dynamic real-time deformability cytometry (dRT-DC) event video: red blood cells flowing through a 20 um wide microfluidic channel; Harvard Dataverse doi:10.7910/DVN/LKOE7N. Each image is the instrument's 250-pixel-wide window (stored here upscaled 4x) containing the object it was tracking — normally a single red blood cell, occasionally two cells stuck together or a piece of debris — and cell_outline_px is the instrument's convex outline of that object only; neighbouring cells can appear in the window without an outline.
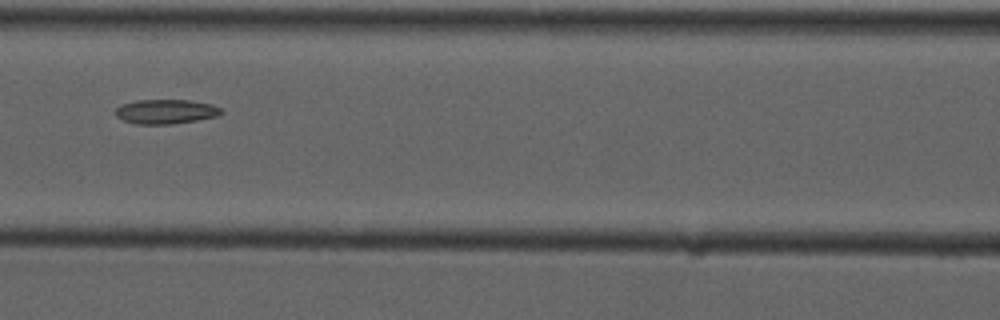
{"species": "common noctule bat (a hibernating species)", "species_latin": "Nyctalus noctula", "temperature_condition": "cold", "stored_images_in_passage": 9, "camera_frame_rate_fps": 3000, "um_per_image_px": 0.085, "animal": {"sex": "male", "forearm_length_mm": 52.5}, "frame": {"image": 1, "passage_image": 6, "time_ms": 7.333, "image_size_px": [1000, 320], "cell_outline_px": [[224, 112], [220, 116], [172, 124], [136, 124], [124, 120], [116, 116], [116, 108], [120, 104], [136, 100], [188, 100], [212, 104], [224, 108]], "centroid_in_image_um": [14.14, 9.48], "position_along_channel_um": 152.5, "area_um2": 15.26}}
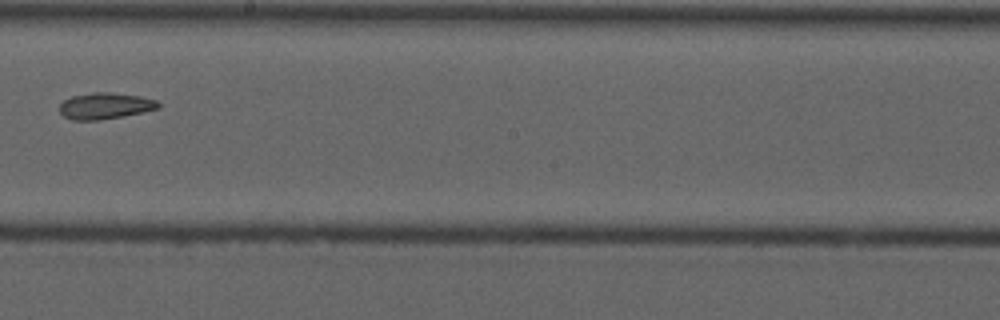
{"frame": {"image": 2, "passage_image": 8, "time_ms": 9.667, "image_size_px": [1000, 320], "cell_outline_px": [[160, 108], [100, 120], [72, 120], [64, 116], [60, 112], [60, 104], [64, 100], [72, 96], [92, 92], [104, 92], [140, 96], [156, 100], [160, 104]], "centroid_in_image_um": [8.91, 9.0], "position_along_channel_um": 239.3, "area_um2": 14.91}}
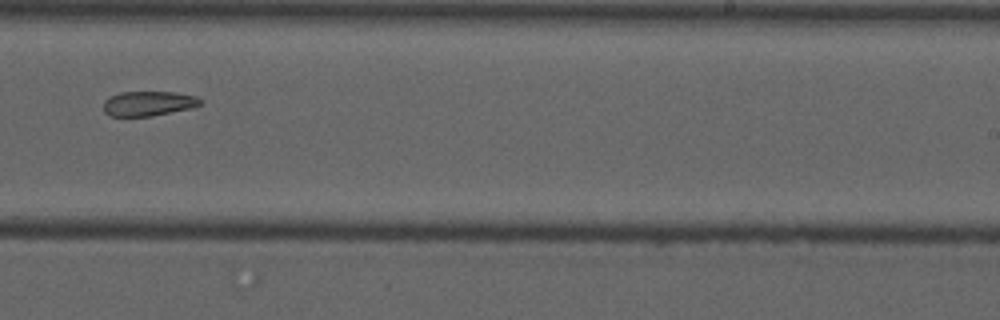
{"frame": {"image": 3, "passage_image": 9, "time_ms": 10.667, "image_size_px": [1000, 320], "cell_outline_px": [[204, 104], [192, 108], [152, 116], [108, 116], [104, 112], [104, 100], [120, 92], [176, 92], [196, 96], [204, 100]], "centroid_in_image_um": [12.67, 8.8], "position_along_channel_um": 276.3, "area_um2": 14.16}}